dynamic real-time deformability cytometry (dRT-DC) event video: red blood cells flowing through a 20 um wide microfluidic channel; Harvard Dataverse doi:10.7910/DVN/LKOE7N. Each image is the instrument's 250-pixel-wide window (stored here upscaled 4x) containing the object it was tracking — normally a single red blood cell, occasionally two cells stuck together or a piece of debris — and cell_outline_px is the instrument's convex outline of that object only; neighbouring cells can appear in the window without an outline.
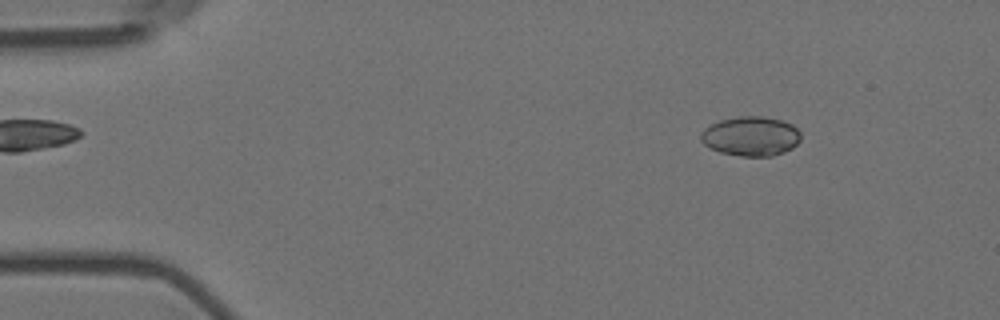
{"species": "Egyptian fruit bat (a non-hibernating species)", "species_latin": "Rousettus aegyptiacus", "temperature_condition": "room temperature", "stored_images_in_passage": 6, "camera_frame_rate_fps": 3000, "um_per_image_px": 0.085, "animal": {"sex": "female"}, "frame": {"image": 1, "passage_image": 2, "time_ms": 0.333, "image_size_px": [1000, 320], "cell_outline_px": [[800, 140], [792, 148], [784, 152], [772, 156], [740, 156], [720, 152], [704, 144], [700, 140], [700, 132], [704, 128], [720, 120], [736, 116], [764, 116], [780, 120], [792, 124], [800, 132]], "centroid_in_image_um": [63.81, 11.57], "position_along_channel_um": 21.2, "area_um2": 23.06}}
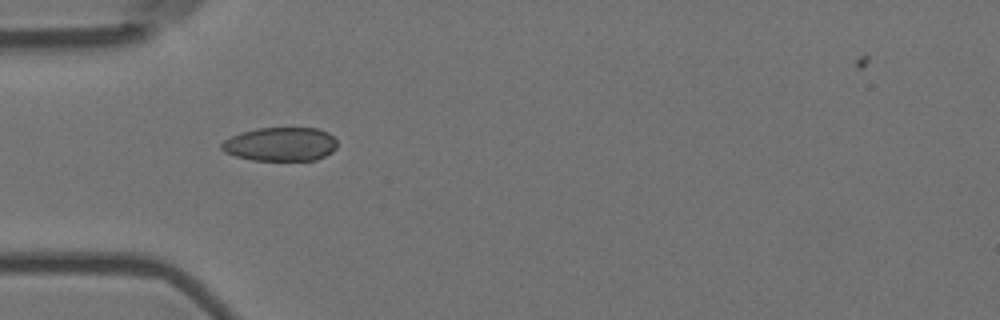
{"frame": {"image": 2, "passage_image": 5, "time_ms": 1.333, "image_size_px": [1000, 320], "cell_outline_px": [[336, 148], [332, 152], [316, 160], [252, 160], [236, 156], [224, 152], [220, 148], [220, 144], [224, 140], [240, 132], [256, 128], [316, 128], [328, 132], [336, 140]], "centroid_in_image_um": [23.82, 12.25], "position_along_channel_um": 61.2, "area_um2": 22.83}}
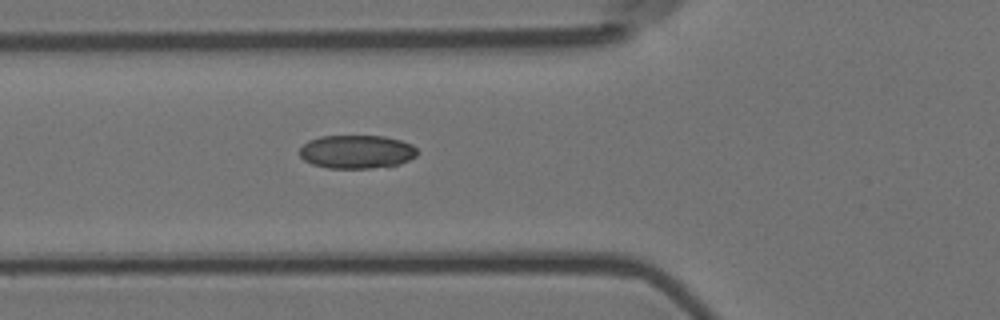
{"frame": {"image": 3, "passage_image": 6, "time_ms": 1.667, "image_size_px": [1000, 320], "cell_outline_px": [[416, 156], [400, 164], [372, 168], [328, 168], [312, 164], [304, 160], [300, 156], [300, 148], [308, 140], [320, 136], [384, 136], [400, 140], [412, 144], [416, 148]], "centroid_in_image_um": [30.3, 12.9], "position_along_channel_um": 95.5, "area_um2": 22.95}}